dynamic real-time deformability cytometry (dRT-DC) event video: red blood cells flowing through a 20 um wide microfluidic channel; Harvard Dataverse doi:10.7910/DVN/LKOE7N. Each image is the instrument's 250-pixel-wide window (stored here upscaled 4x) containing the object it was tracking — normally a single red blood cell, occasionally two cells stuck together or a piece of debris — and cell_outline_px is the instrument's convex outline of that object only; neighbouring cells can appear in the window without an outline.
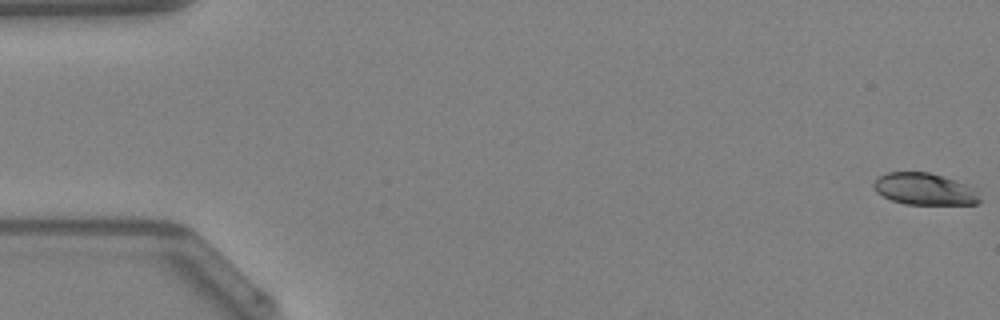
{"species": "Egyptian fruit bat (a non-hibernating species)", "species_latin": "Rousettus aegyptiacus", "temperature_condition": "warm", "stored_images_in_passage": 50, "camera_frame_rate_fps": 3000, "um_per_image_px": 0.085, "animal": {"sex": "female"}, "frame": {"image": 1, "passage_image": 1, "time_ms": 0.0, "image_size_px": [1000, 320], "cell_outline_px": [[980, 200], [976, 204], [904, 204], [892, 200], [876, 192], [872, 184], [880, 176], [888, 172], [928, 172], [976, 188]], "centroid_in_image_um": [78.57, 16.08], "position_along_channel_um": 6.4, "area_um2": 19.36}}
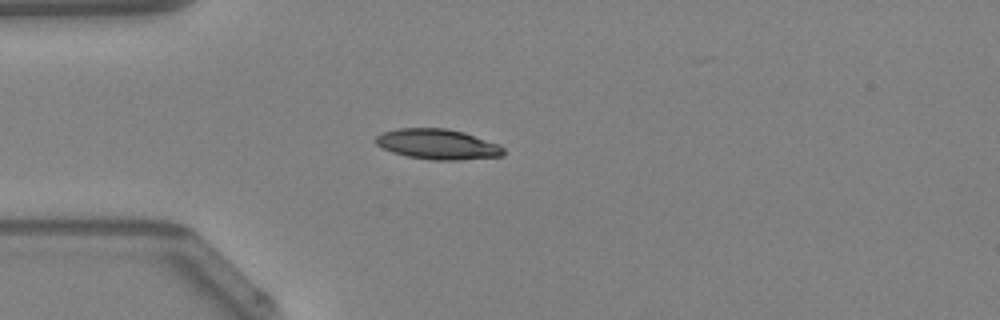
{"frame": {"image": 2, "passage_image": 14, "time_ms": 4.333, "image_size_px": [1000, 320], "cell_outline_px": [[504, 156], [460, 160], [432, 160], [408, 156], [392, 152], [376, 144], [372, 140], [380, 132], [396, 128], [448, 128], [464, 132], [500, 144], [504, 148]], "centroid_in_image_um": [37.2, 12.25], "position_along_channel_um": 47.8, "area_um2": 22.89}}
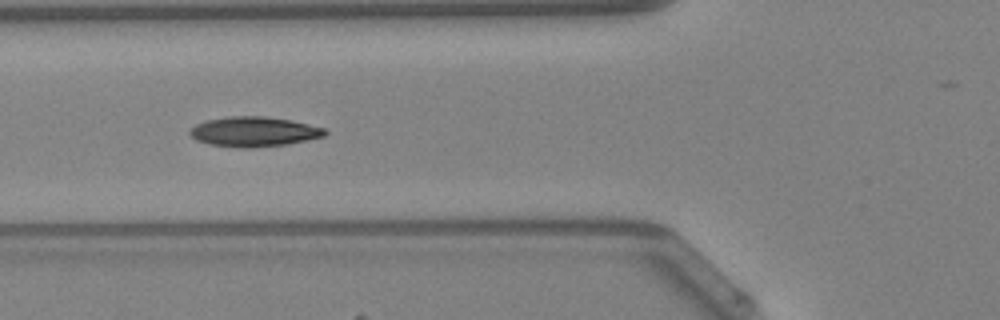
{"frame": {"image": 3, "passage_image": 19, "time_ms": 6.0, "image_size_px": [1000, 320], "cell_outline_px": [[328, 132], [324, 136], [308, 140], [288, 144], [252, 148], [240, 148], [208, 144], [196, 140], [188, 132], [196, 124], [208, 120], [232, 116], [264, 116], [292, 120], [324, 128]], "centroid_in_image_um": [21.6, 11.2], "position_along_channel_um": 104.2, "area_um2": 23.52}, "authors_computed_cell_mechanics": {"area_um2": 22.0218, "velocity_mm_per_s": 4.2442, "shape_relaxation_time_tau1_ms": 5.7141, "shape_relaxation_time_tau2_ms": 2.8999, "deformation_change_tau1": 0.1627, "deformation_change_tau2": 0.0692}}